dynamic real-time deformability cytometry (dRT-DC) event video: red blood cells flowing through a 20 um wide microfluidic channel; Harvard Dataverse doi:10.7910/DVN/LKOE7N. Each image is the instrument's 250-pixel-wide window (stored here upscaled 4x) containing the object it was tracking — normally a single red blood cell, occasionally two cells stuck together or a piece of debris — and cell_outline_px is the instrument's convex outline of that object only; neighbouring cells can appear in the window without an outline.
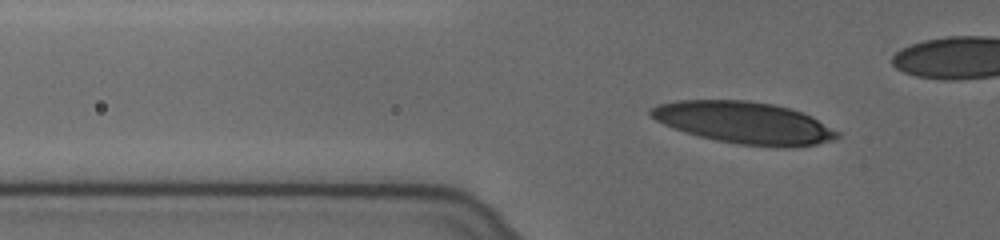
{"species": "human", "species_latin": "Homo sapiens", "temperature_condition": "cold", "stored_images_in_passage": 44, "camera_frame_rate_fps": 3000, "um_per_image_px": 0.085, "donor": {"sex": "female"}, "frame": {"image": 1, "passage_image": 13, "time_ms": 4.0, "image_size_px": [1000, 240], "cell_outline_px": [[840, 136], [832, 140], [816, 144], [792, 148], [776, 148], [740, 144], [716, 140], [684, 132], [664, 124], [656, 120], [648, 112], [656, 104], [676, 100], [748, 100], [772, 104], [792, 108], [812, 116], [840, 132]], "centroid_in_image_um": [63.29, 10.43], "position_along_channel_um": 62.5, "area_um2": 45.84}}
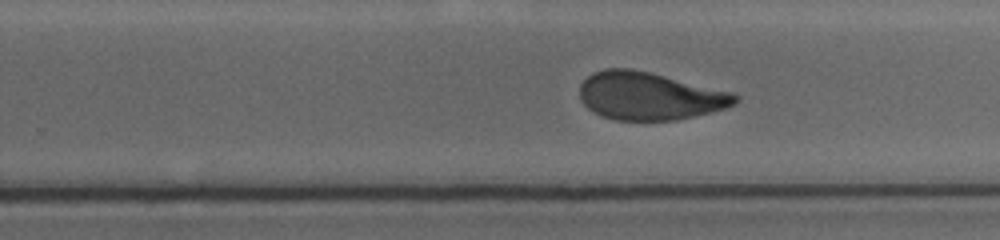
{"frame": {"image": 2, "passage_image": 32, "time_ms": 10.333, "image_size_px": [1000, 240], "cell_outline_px": [[740, 100], [736, 104], [712, 112], [676, 120], [616, 120], [600, 116], [592, 112], [580, 100], [580, 84], [592, 72], [604, 68], [632, 68], [732, 92], [740, 96]], "centroid_in_image_um": [55.19, 8.16], "position_along_channel_um": 274.6, "area_um2": 43.47}}
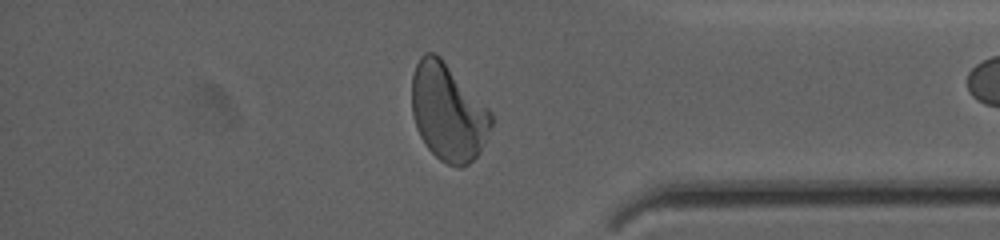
{"frame": {"image": 3, "passage_image": 43, "time_ms": 14.0, "image_size_px": [1000, 240], "cell_outline_px": [[492, 124], [484, 144], [480, 152], [468, 164], [460, 168], [456, 168], [440, 160], [424, 144], [416, 128], [412, 112], [412, 76], [416, 64], [420, 56], [424, 52], [436, 52], [440, 56], [492, 112]], "centroid_in_image_um": [38.07, 9.54], "position_along_channel_um": 397.1, "area_um2": 45.08}}